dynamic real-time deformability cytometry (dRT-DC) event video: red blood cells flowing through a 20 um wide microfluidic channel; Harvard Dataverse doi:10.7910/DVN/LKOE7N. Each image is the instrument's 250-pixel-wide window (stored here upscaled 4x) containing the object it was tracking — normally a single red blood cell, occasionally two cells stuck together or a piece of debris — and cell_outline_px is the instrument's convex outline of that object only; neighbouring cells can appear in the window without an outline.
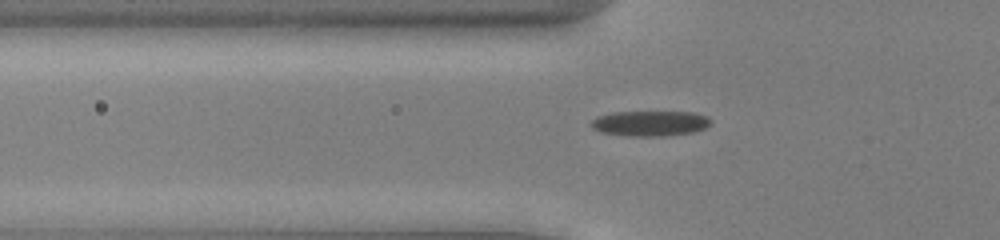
{"species": "common noctule bat (a hibernating species)", "species_latin": "Nyctalus noctula", "temperature_condition": "cold", "stored_images_in_passage": 41, "camera_frame_rate_fps": 3000, "um_per_image_px": 0.085, "animal": {"sex": "male", "body_mass_g": 13.0, "forearm_length_mm": 53.1}, "frame": {"image": 1, "passage_image": 11, "time_ms": 3.333, "image_size_px": [1000, 240], "cell_outline_px": [[712, 124], [696, 132], [664, 136], [624, 136], [600, 132], [592, 128], [588, 124], [592, 120], [600, 116], [612, 112], [692, 112], [708, 116], [712, 120]], "centroid_in_image_um": [55.27, 10.49], "position_along_channel_um": 70.5, "area_um2": 17.92}}
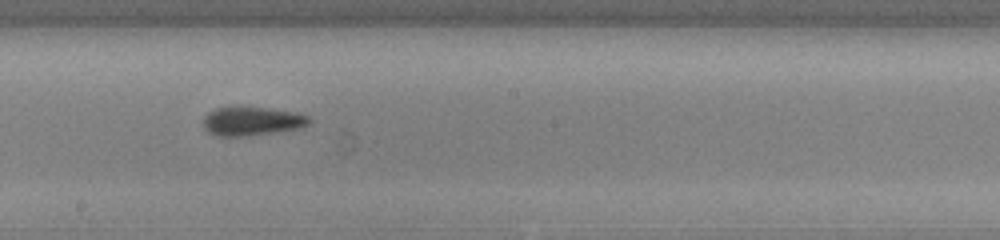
{"frame": {"image": 2, "passage_image": 23, "time_ms": 7.333, "image_size_px": [1000, 240], "cell_outline_px": [[312, 120], [308, 124], [300, 128], [280, 132], [248, 136], [216, 136], [208, 132], [204, 128], [204, 116], [208, 112], [216, 108], [264, 108], [292, 112], [308, 116]], "centroid_in_image_um": [21.41, 10.33], "position_along_channel_um": 226.8, "area_um2": 17.57}}
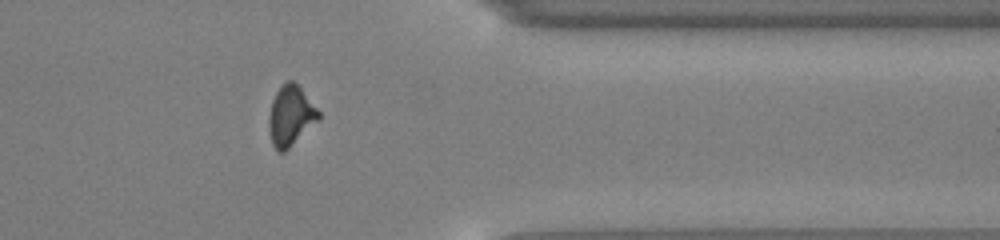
{"frame": {"image": 3, "passage_image": 36, "time_ms": 11.667, "image_size_px": [1000, 240], "cell_outline_px": [[320, 120], [284, 152], [280, 152], [272, 144], [268, 128], [268, 120], [272, 100], [276, 92], [288, 80], [292, 80], [300, 88], [320, 112]], "centroid_in_image_um": [24.71, 9.86], "position_along_channel_um": 386.7, "area_um2": 17.22}}